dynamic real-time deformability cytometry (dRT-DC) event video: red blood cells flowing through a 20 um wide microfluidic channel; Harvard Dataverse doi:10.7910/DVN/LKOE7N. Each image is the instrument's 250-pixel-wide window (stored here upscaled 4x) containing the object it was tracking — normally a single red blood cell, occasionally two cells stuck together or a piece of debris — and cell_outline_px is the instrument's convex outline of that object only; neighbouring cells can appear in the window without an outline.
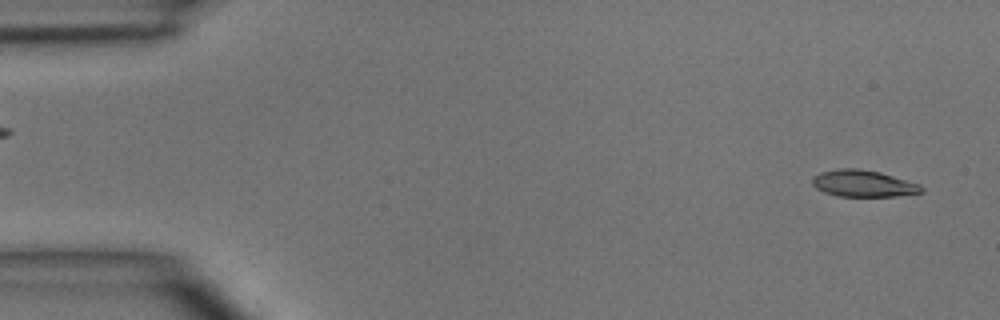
{"species": "common noctule bat (a hibernating species)", "species_latin": "Nyctalus noctula", "temperature_condition": "room temperature", "stored_images_in_passage": 2, "segment_of_instrument_passage": [2, 2], "camera_frame_rate_fps": 3000, "um_per_image_px": 0.085, "animal": {"sex": "male", "body_mass_g": 15.6}, "frame": {"image": 1, "passage_image": 2, "time_ms": 1.333, "image_size_px": [1000, 320], "cell_outline_px": [[924, 192], [896, 196], [836, 196], [824, 192], [816, 188], [812, 184], [812, 180], [820, 172], [840, 168], [856, 168], [880, 172], [920, 184], [924, 188]], "centroid_in_image_um": [73.39, 15.6], "position_along_channel_um": 11.6, "area_um2": 16.94}}